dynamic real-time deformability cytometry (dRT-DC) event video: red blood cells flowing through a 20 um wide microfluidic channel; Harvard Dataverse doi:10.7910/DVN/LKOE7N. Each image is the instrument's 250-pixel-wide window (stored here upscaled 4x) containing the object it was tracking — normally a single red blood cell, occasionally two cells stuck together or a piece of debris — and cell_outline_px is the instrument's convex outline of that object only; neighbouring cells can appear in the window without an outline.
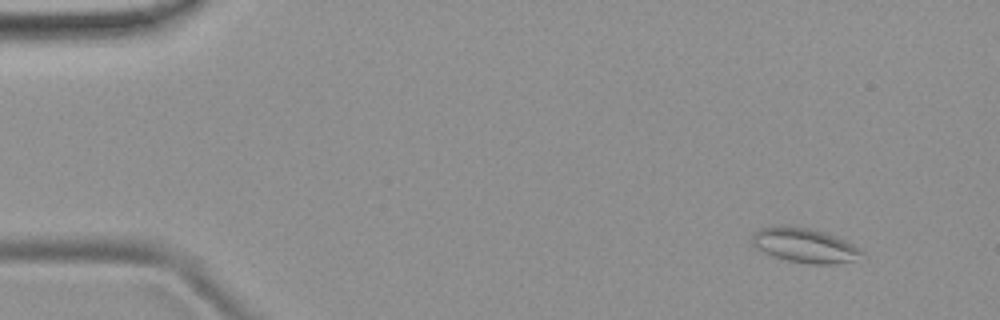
{"species": "common noctule bat (a hibernating species)", "species_latin": "Nyctalus noctula", "temperature_condition": "room temperature", "stored_images_in_passage": 53, "camera_frame_rate_fps": 3000, "um_per_image_px": 0.085, "animal": {"sex": "female", "body_mass_g": 19.9}, "frame": {"image": 1, "passage_image": 5, "time_ms": 1.333, "image_size_px": [1000, 320], "cell_outline_px": [[864, 252], [852, 260], [836, 264], [812, 264], [788, 260], [752, 248], [752, 236], [760, 228], [808, 228], [824, 232], [844, 240], [860, 248]], "centroid_in_image_um": [68.39, 20.89], "position_along_channel_um": 16.6, "area_um2": 21.15}}
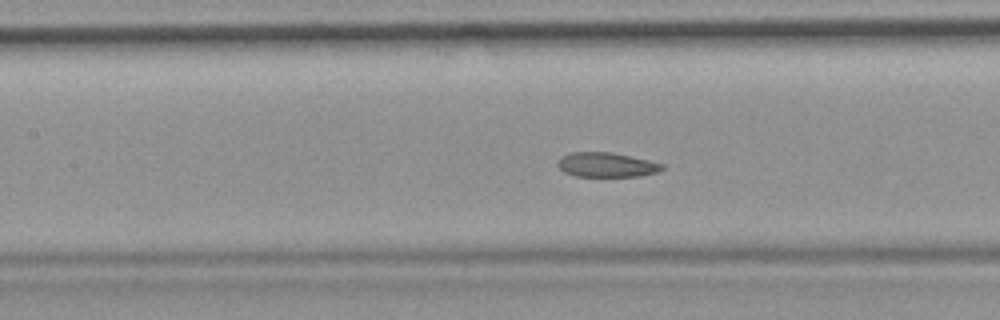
{"frame": {"image": 2, "passage_image": 24, "time_ms": 7.667, "image_size_px": [1000, 320], "cell_outline_px": [[664, 168], [660, 172], [640, 176], [576, 176], [564, 172], [556, 164], [560, 156], [572, 152], [612, 152], [632, 156], [664, 164]], "centroid_in_image_um": [51.57, 14.0], "position_along_channel_um": 155.8, "area_um2": 15.09}}
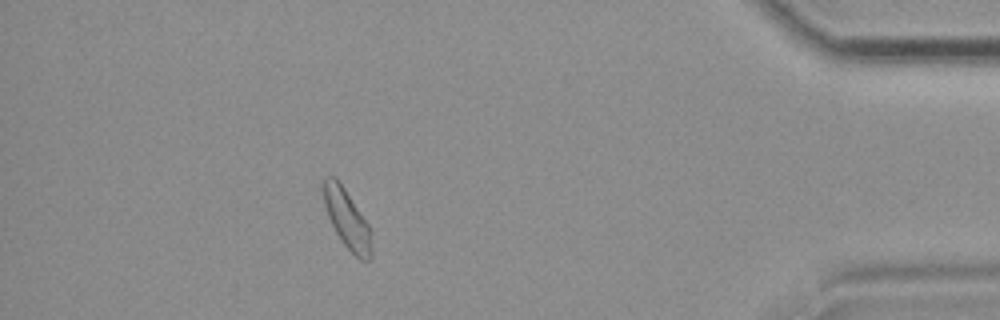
{"frame": {"image": 3, "passage_image": 47, "time_ms": 15.333, "image_size_px": [1000, 320], "cell_outline_px": [[372, 256], [368, 260], [360, 260], [344, 244], [336, 232], [328, 216], [324, 204], [320, 180], [324, 176], [336, 176], [368, 224], [372, 232]], "centroid_in_image_um": [29.47, 18.56], "position_along_channel_um": 405.7, "area_um2": 16.7}, "authors_computed_cell_mechanics": {"area_um2": 16.7042, "velocity_mm_per_s": 3.8831, "shape_relaxation_time_tau1_ms": 9.0429, "shape_relaxation_time_tau2_ms": 5.4766, "deformation_change_tau1": 0.1311, "deformation_change_tau2": 0.0909}}